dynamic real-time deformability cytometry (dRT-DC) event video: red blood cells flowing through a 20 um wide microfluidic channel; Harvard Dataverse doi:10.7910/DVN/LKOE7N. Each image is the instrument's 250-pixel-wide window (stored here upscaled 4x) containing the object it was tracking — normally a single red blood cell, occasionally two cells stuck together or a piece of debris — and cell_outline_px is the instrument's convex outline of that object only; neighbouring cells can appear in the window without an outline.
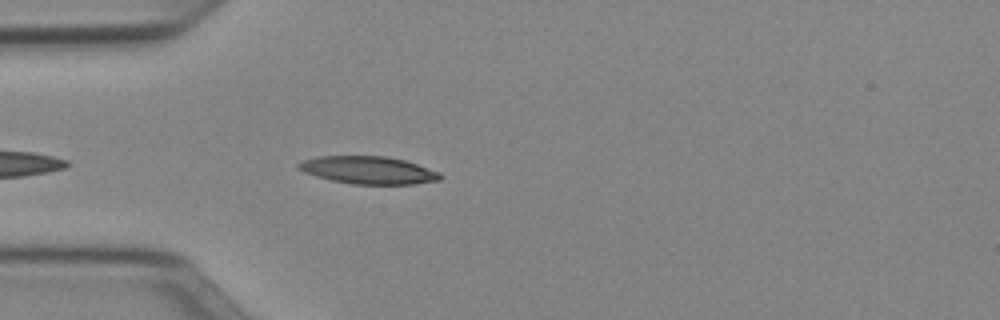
{"species": "Egyptian fruit bat (a non-hibernating species)", "species_latin": "Rousettus aegyptiacus", "temperature_condition": "cold", "stored_images_in_passage": 26, "camera_frame_rate_fps": 3000, "um_per_image_px": 0.085, "animal": {"sex": "female"}, "frame": {"image": 1, "passage_image": 4, "time_ms": 1.0, "image_size_px": [1000, 320], "cell_outline_px": [[444, 176], [440, 180], [412, 184], [352, 184], [332, 180], [316, 176], [304, 172], [296, 168], [296, 164], [304, 160], [320, 156], [388, 156], [404, 160], [440, 172]], "centroid_in_image_um": [31.31, 14.46], "position_along_channel_um": 53.7, "area_um2": 22.77}}
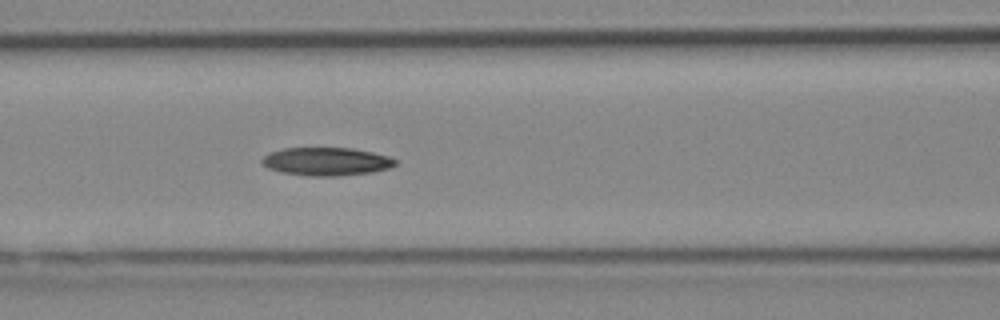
{"frame": {"image": 2, "passage_image": 11, "time_ms": 3.333, "image_size_px": [1000, 320], "cell_outline_px": [[396, 164], [388, 168], [372, 172], [336, 176], [308, 176], [280, 172], [268, 168], [260, 160], [264, 156], [272, 152], [284, 148], [352, 148], [372, 152], [388, 156], [396, 160]], "centroid_in_image_um": [27.73, 13.73], "position_along_channel_um": 138.9, "area_um2": 21.73}}
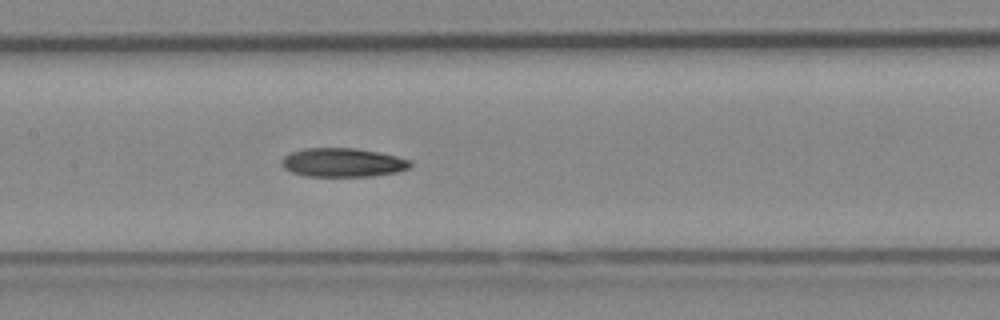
{"frame": {"image": 3, "passage_image": 14, "time_ms": 4.333, "image_size_px": [1000, 320], "cell_outline_px": [[412, 164], [408, 168], [396, 172], [372, 176], [304, 176], [292, 172], [284, 168], [280, 164], [280, 160], [284, 156], [292, 152], [304, 148], [356, 148], [396, 156], [412, 160]], "centroid_in_image_um": [29.1, 13.81], "position_along_channel_um": 178.3, "area_um2": 21.62}}